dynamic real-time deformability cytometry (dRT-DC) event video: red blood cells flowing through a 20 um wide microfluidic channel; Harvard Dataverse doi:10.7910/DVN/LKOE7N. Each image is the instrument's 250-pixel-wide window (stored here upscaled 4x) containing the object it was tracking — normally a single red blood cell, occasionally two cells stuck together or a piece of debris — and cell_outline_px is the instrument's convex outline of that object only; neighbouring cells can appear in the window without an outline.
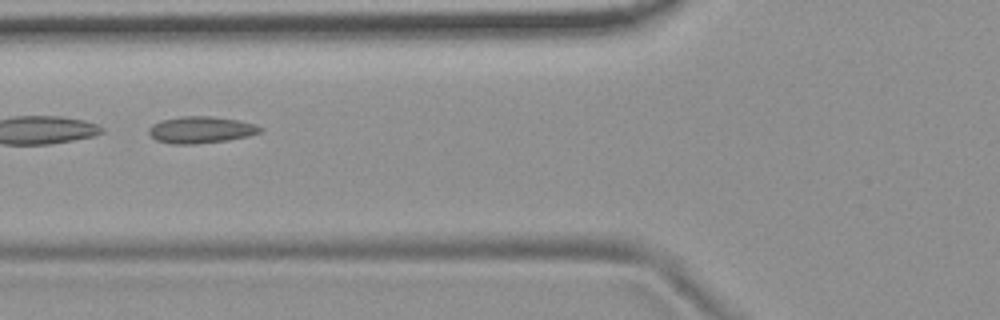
{"species": "common noctule bat (a hibernating species)", "species_latin": "Nyctalus noctula", "temperature_condition": "room temperature", "stored_images_in_passage": 7, "camera_frame_rate_fps": 3000, "um_per_image_px": 0.085, "animal": {"sex": "female", "body_mass_g": 19.9}, "frame": {"image": 1, "passage_image": 6, "time_ms": 6.0, "image_size_px": [1000, 320], "cell_outline_px": [[264, 128], [260, 132], [248, 136], [228, 140], [196, 144], [172, 144], [156, 140], [148, 132], [148, 128], [152, 124], [160, 120], [180, 116], [212, 116], [236, 120], [256, 124]], "centroid_in_image_um": [17.06, 11.03], "position_along_channel_um": 108.7, "area_um2": 17.46}}